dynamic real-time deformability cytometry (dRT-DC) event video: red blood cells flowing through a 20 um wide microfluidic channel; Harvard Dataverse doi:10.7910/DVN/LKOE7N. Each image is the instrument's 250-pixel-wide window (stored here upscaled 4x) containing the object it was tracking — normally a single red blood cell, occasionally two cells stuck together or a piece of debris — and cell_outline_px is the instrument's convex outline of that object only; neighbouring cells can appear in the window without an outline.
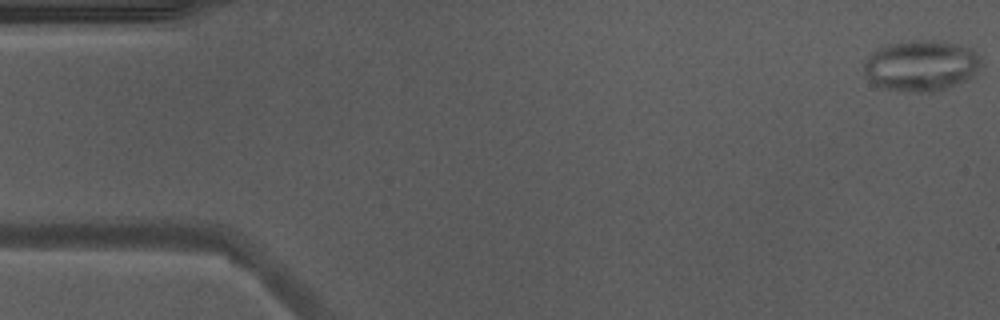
{"species": "Egyptian fruit bat (a non-hibernating species)", "species_latin": "Rousettus aegyptiacus", "temperature_condition": "warm", "stored_images_in_passage": 12, "camera_frame_rate_fps": 3000, "um_per_image_px": 0.085, "animal": {"sex": "male"}, "frame": {"image": 1, "passage_image": 1, "time_ms": 0.0, "image_size_px": [1000, 320], "cell_outline_px": [[980, 64], [972, 76], [964, 80], [944, 88], [932, 92], [912, 92], [884, 88], [876, 84], [864, 76], [864, 64], [868, 56], [880, 48], [888, 44], [908, 40], [936, 40], [972, 48], [980, 56]], "centroid_in_image_um": [78.27, 5.56], "position_along_channel_um": 6.7, "area_um2": 34.39}}